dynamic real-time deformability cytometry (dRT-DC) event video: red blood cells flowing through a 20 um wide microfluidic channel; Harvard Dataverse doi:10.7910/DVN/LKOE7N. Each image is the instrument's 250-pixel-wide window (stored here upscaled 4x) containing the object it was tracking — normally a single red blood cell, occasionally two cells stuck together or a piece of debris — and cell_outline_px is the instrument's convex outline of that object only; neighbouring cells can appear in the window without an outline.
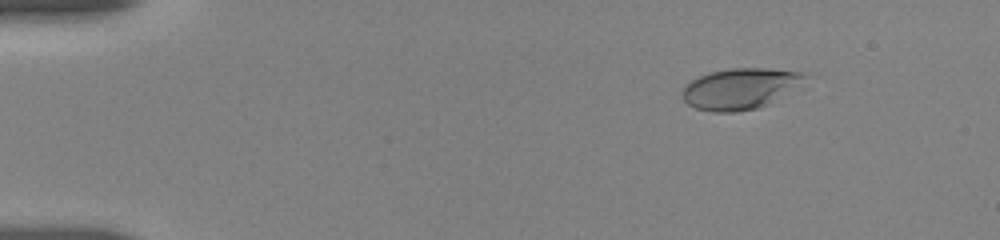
{"species": "human", "species_latin": "Homo sapiens", "temperature_condition": "room temperature", "stored_images_in_passage": 11, "camera_frame_rate_fps": 3000, "um_per_image_px": 0.085, "donor": {"sex": "female"}, "frame": {"image": 1, "passage_image": 4, "time_ms": 2.333, "image_size_px": [1000, 240], "cell_outline_px": [[808, 76], [764, 104], [756, 108], [736, 112], [716, 112], [696, 108], [688, 104], [684, 100], [684, 88], [692, 80], [700, 76], [712, 72], [732, 68], [768, 68], [808, 72]], "centroid_in_image_um": [62.85, 7.51], "position_along_channel_um": 22.2, "area_um2": 27.98}}
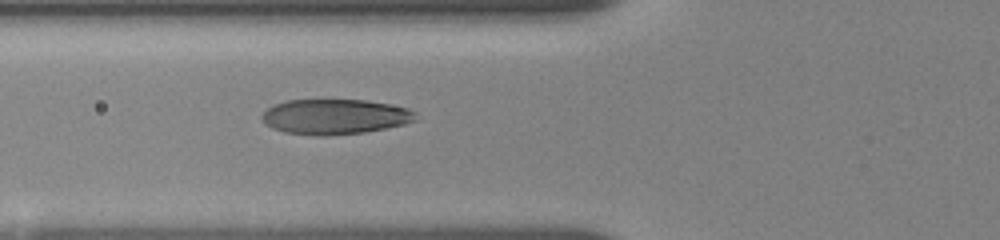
{"frame": {"image": 2, "passage_image": 11, "time_ms": 7.0, "image_size_px": [1000, 240], "cell_outline_px": [[416, 120], [404, 124], [364, 132], [284, 132], [272, 128], [264, 124], [260, 120], [260, 116], [268, 108], [276, 104], [288, 100], [364, 100], [388, 104], [408, 108], [416, 112]], "centroid_in_image_um": [28.47, 9.86], "position_along_channel_um": 97.3, "area_um2": 30.23}}